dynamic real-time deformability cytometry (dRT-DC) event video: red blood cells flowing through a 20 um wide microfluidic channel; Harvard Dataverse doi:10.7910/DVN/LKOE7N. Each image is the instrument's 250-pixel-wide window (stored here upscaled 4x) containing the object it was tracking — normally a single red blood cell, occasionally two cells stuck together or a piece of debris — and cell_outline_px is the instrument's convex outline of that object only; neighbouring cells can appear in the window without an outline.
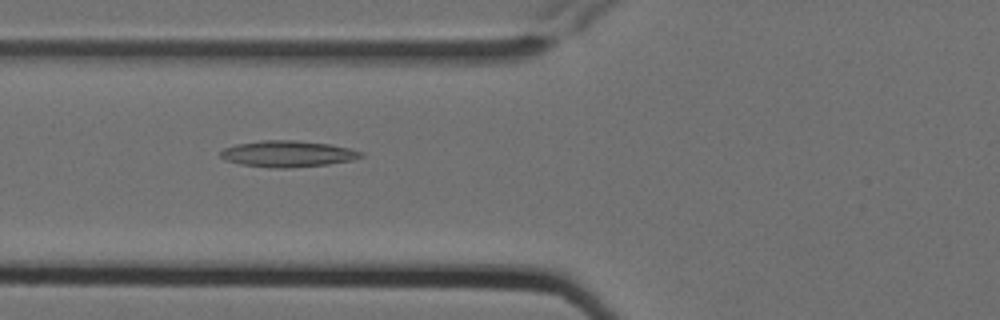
{"species": "Egyptian fruit bat (a non-hibernating species)", "species_latin": "Rousettus aegyptiacus", "temperature_condition": "cold", "stored_images_in_passage": 2, "camera_frame_rate_fps": 3000, "um_per_image_px": 0.085, "animal": {"sex": "female"}, "frame": {"image": 1, "passage_image": 2, "time_ms": 0.333, "image_size_px": [1000, 320], "cell_outline_px": [[364, 156], [352, 160], [328, 164], [288, 168], [276, 168], [240, 164], [224, 160], [220, 156], [220, 152], [224, 148], [236, 144], [260, 140], [296, 140], [328, 144], [348, 148], [364, 152]], "centroid_in_image_um": [24.44, 13.07], "position_along_channel_um": 101.4, "area_um2": 21.5}}